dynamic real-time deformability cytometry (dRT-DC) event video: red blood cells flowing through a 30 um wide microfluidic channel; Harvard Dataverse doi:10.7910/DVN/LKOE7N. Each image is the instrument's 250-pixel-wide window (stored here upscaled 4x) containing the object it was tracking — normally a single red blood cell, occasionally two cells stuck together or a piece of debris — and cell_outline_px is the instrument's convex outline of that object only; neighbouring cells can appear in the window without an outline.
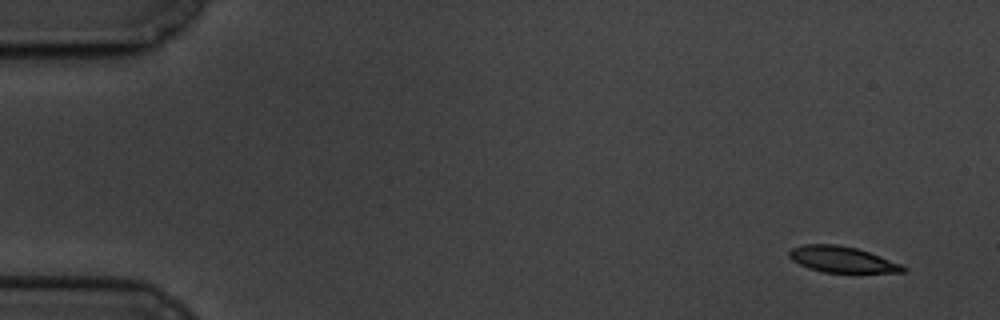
{"species": "common noctule bat (a hibernating species)", "species_latin": "Nyctalus noctula", "temperature_condition": "cold", "stored_images_in_passage": 4, "camera_frame_rate_fps": 3000, "um_per_image_px": 0.085, "animal": {"sex": "male", "body_mass_g": 19.5, "forearm_length_mm": 54.6}, "frame": {"image": 1, "passage_image": 1, "time_ms": 0.0, "image_size_px": [1000, 320], "cell_outline_px": [[908, 268], [904, 272], [824, 272], [808, 268], [792, 260], [788, 256], [788, 252], [792, 248], [804, 244], [836, 244], [856, 248], [868, 252], [900, 264]], "centroid_in_image_um": [71.53, 22.05], "position_along_channel_um": 13.5, "area_um2": 16.99}}
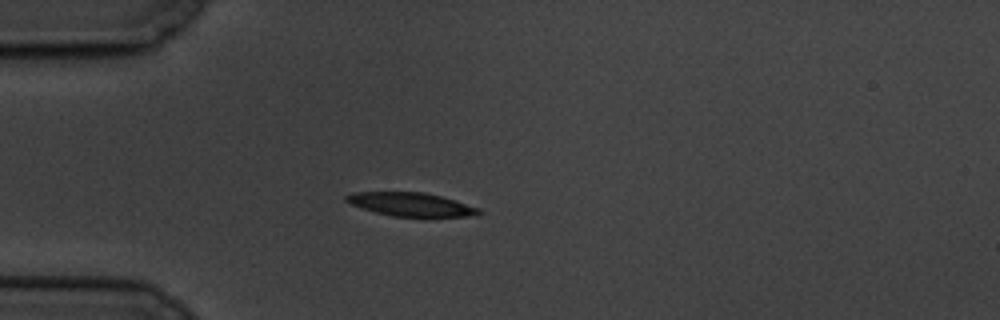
{"frame": {"image": 2, "passage_image": 4, "time_ms": 4.333, "image_size_px": [1000, 320], "cell_outline_px": [[484, 212], [480, 216], [392, 216], [360, 208], [344, 200], [344, 196], [356, 192], [424, 192], [440, 196], [480, 208]], "centroid_in_image_um": [34.96, 17.37], "position_along_channel_um": 50.0, "area_um2": 18.09}}